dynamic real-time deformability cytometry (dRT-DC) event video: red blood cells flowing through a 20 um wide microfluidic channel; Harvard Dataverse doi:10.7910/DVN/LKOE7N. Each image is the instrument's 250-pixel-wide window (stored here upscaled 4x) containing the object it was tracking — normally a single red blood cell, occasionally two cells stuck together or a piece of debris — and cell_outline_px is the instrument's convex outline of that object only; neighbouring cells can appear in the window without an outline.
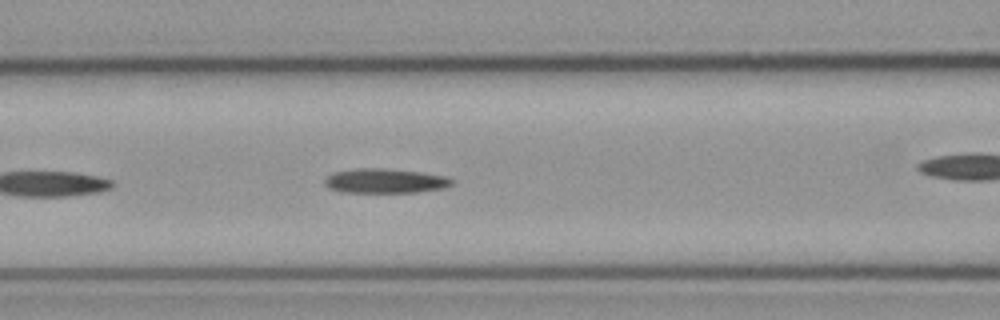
{"species": "common noctule bat (a hibernating species)", "species_latin": "Nyctalus noctula", "temperature_condition": "cold", "stored_images_in_passage": 15, "camera_frame_rate_fps": 3000, "um_per_image_px": 0.085, "animal": {"sex": "male", "body_mass_g": 23.1, "forearm_length_mm": 52.7}, "frame": {"image": 1, "passage_image": 7, "time_ms": 2.0, "image_size_px": [1000, 320], "cell_outline_px": [[456, 180], [452, 184], [444, 188], [416, 192], [340, 192], [328, 188], [324, 184], [324, 180], [332, 172], [352, 168], [384, 168], [424, 172], [448, 176]], "centroid_in_image_um": [32.74, 15.36], "position_along_channel_um": 133.9, "area_um2": 18.55}}